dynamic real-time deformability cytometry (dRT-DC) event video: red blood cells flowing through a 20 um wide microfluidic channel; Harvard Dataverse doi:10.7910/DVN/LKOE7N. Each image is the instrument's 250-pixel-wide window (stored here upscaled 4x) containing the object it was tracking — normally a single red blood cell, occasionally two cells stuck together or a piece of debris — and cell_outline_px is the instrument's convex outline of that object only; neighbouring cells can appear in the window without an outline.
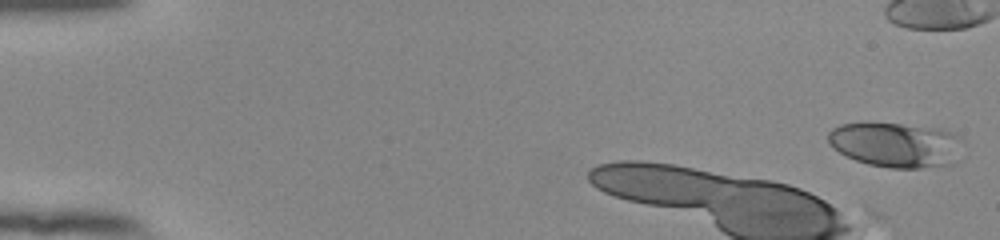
{"species": "human", "species_latin": "Homo sapiens", "temperature_condition": "room temperature", "stored_images_in_passage": 9, "camera_frame_rate_fps": 3000, "um_per_image_px": 0.085, "donor": {"sex": "female"}, "frame": {"image": 1, "passage_image": 1, "time_ms": 0.0, "image_size_px": [1000, 240], "cell_outline_px": [[964, 156], [956, 164], [920, 168], [888, 168], [868, 164], [856, 160], [832, 148], [828, 144], [828, 132], [832, 128], [840, 124], [900, 124], [940, 128], [956, 132], [960, 136]], "centroid_in_image_um": [76.27, 12.33], "position_along_channel_um": 8.7, "area_um2": 35.89}}